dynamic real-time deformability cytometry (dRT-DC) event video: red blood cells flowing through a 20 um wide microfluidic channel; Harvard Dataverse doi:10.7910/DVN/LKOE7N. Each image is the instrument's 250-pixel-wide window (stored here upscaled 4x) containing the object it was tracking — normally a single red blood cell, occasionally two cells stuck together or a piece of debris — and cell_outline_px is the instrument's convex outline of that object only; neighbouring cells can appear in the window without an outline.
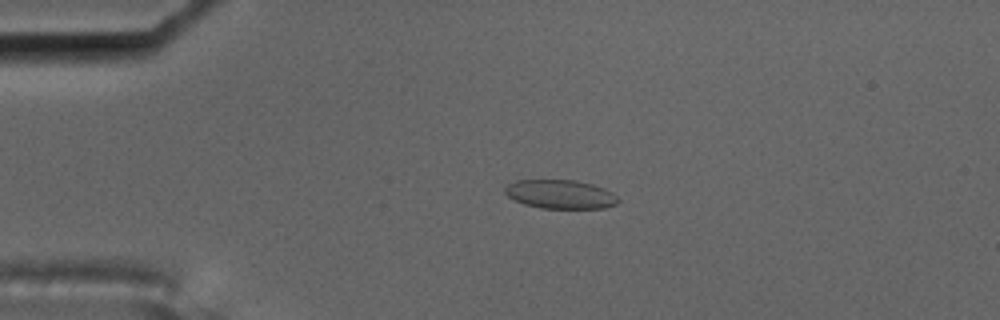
{"species": "common noctule bat (a hibernating species)", "species_latin": "Nyctalus noctula", "temperature_condition": "cold", "stored_images_in_passage": 3, "camera_frame_rate_fps": 3000, "um_per_image_px": 0.085, "animal": {"sex": "male", "body_mass_g": 17.5, "forearm_length_mm": 52.3}, "frame": {"image": 1, "passage_image": 2, "time_ms": 0.333, "image_size_px": [1000, 320], "cell_outline_px": [[620, 200], [616, 204], [604, 208], [540, 208], [524, 204], [508, 196], [504, 192], [504, 188], [508, 184], [516, 180], [576, 180], [592, 184], [604, 188], [612, 192]], "centroid_in_image_um": [47.63, 16.51], "position_along_channel_um": 37.4, "area_um2": 19.02}}